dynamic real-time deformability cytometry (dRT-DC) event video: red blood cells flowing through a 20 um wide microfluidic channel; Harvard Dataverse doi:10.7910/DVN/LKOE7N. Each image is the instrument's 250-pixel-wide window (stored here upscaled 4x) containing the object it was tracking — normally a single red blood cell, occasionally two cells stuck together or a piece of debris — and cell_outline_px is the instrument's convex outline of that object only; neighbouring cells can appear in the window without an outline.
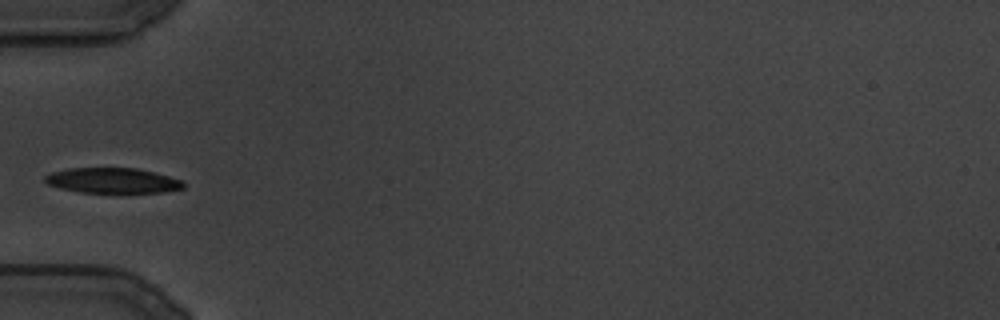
{"species": "common noctule bat (a hibernating species)", "species_latin": "Nyctalus noctula", "temperature_condition": "cold", "stored_images_in_passage": 81, "camera_frame_rate_fps": 3000, "um_per_image_px": 0.085, "animal": {"sex": "male", "body_mass_g": 19.5, "forearm_length_mm": 54.6}, "frame": {"image": 1, "passage_image": 1, "time_ms": 0.0, "image_size_px": [1000, 320], "cell_outline_px": [[184, 188], [164, 192], [80, 192], [60, 188], [48, 184], [44, 180], [44, 176], [52, 172], [68, 168], [136, 168], [168, 176], [180, 180], [184, 184]], "centroid_in_image_um": [9.53, 15.34], "position_along_channel_um": 75.5, "area_um2": 20.11}}
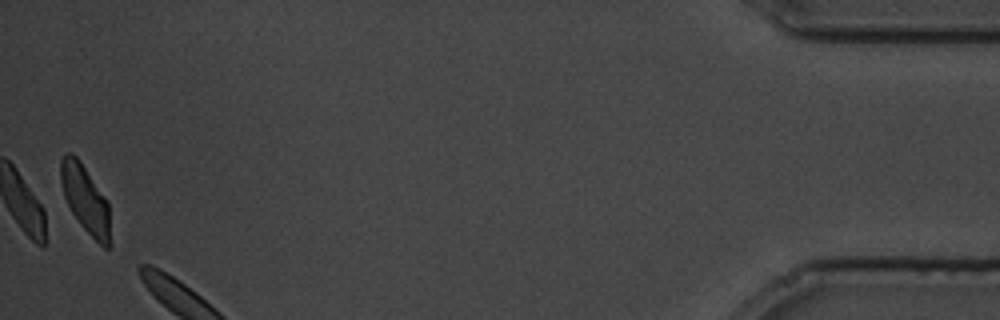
{"frame": {"image": 2, "passage_image": 81, "time_ms": 26.667, "image_size_px": [1000, 320], "cell_outline_px": [[108, 248], [104, 248], [80, 224], [72, 212], [64, 196], [60, 184], [60, 160], [64, 152], [72, 152], [76, 156], [108, 200]], "centroid_in_image_um": [7.19, 16.83], "position_along_channel_um": 428.0, "area_um2": 19.07}}